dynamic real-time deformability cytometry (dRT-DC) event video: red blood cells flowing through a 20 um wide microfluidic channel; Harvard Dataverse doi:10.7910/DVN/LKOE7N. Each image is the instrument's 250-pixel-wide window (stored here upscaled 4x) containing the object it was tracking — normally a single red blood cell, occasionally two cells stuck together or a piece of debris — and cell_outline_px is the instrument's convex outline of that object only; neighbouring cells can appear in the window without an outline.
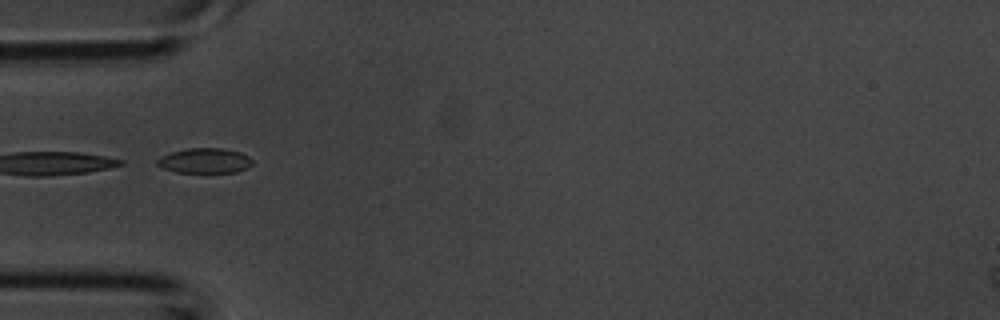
{"species": "common noctule bat (a hibernating species)", "species_latin": "Nyctalus noctula", "temperature_condition": "room temperature", "stored_images_in_passage": 5, "camera_frame_rate_fps": 3000, "um_per_image_px": 0.085, "animal": {"sex": "male", "body_mass_g": 20.1, "forearm_length_mm": 53.5}, "frame": {"image": 1, "passage_image": 4, "time_ms": 1.0, "image_size_px": [1000, 320], "cell_outline_px": [[252, 164], [248, 168], [236, 172], [176, 172], [164, 168], [156, 164], [156, 160], [160, 156], [172, 152], [188, 148], [224, 148], [240, 152], [248, 156], [252, 160]], "centroid_in_image_um": [17.41, 13.65], "position_along_channel_um": 67.6, "area_um2": 13.87}}
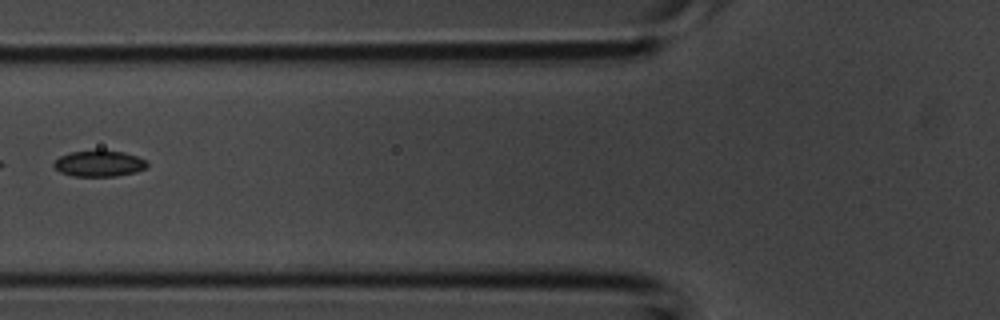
{"frame": {"image": 2, "passage_image": 5, "time_ms": 1.333, "image_size_px": [1000, 320], "cell_outline_px": [[148, 168], [136, 172], [116, 176], [72, 176], [60, 172], [52, 164], [60, 156], [72, 152], [124, 152], [148, 160]], "centroid_in_image_um": [8.47, 13.93], "position_along_channel_um": 117.3, "area_um2": 13.87}}